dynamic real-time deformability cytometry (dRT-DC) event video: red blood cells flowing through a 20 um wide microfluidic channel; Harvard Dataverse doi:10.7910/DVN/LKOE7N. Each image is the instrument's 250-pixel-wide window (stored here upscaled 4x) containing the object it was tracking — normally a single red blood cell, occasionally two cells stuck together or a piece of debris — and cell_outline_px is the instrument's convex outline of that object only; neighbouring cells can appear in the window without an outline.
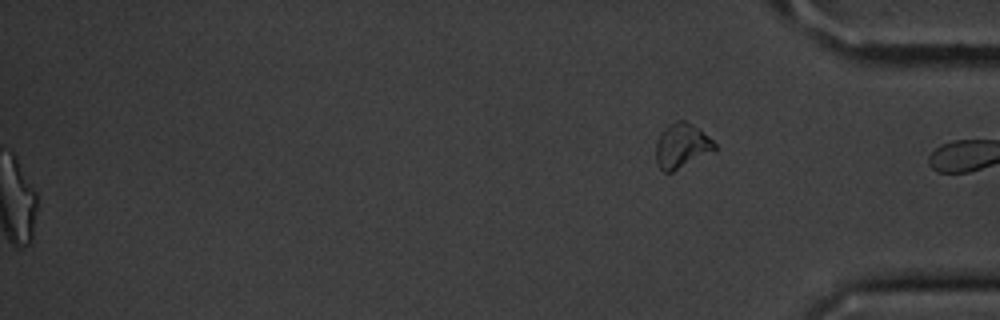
{"species": "common noctule bat (a hibernating species)", "species_latin": "Nyctalus noctula", "temperature_condition": "cold", "stored_images_in_passage": 44, "segment_of_instrument_passage": [2, 2], "camera_frame_rate_fps": 3000, "um_per_image_px": 0.085, "animal": {"sex": "male", "body_mass_g": 20.1, "forearm_length_mm": 53.5}, "frame": {"image": 1, "passage_image": 44, "time_ms": 14.333, "image_size_px": [1000, 320], "cell_outline_px": [[716, 152], [672, 172], [664, 172], [660, 168], [656, 160], [656, 140], [660, 132], [668, 124], [676, 120], [684, 120], [708, 136], [716, 144]], "centroid_in_image_um": [57.95, 12.41], "position_along_channel_um": 377.2, "area_um2": 15.49}}